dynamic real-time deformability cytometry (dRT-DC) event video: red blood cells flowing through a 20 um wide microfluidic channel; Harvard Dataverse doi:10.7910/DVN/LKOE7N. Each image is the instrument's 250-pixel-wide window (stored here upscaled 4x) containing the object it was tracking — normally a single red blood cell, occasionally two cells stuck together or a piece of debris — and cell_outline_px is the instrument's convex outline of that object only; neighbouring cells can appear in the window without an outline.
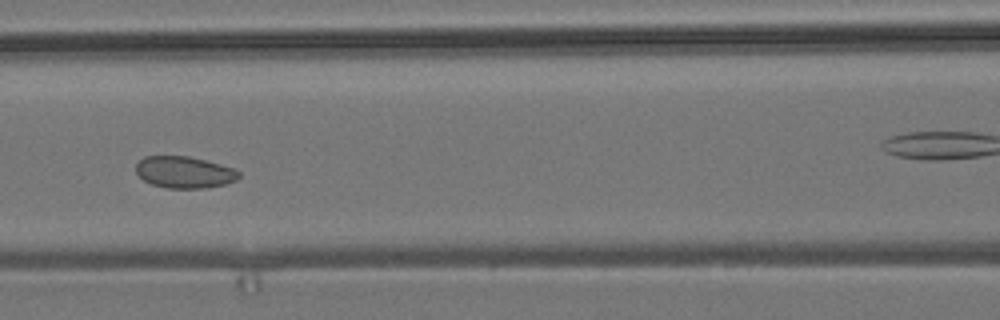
{"species": "common noctule bat (a hibernating species)", "species_latin": "Nyctalus noctula", "temperature_condition": "room temperature", "stored_images_in_passage": 9, "camera_frame_rate_fps": 3000, "um_per_image_px": 0.085, "animal": {"sex": "male", "body_mass_g": 19.2, "forearm_length_mm": 51.8}, "frame": {"image": 1, "passage_image": 8, "time_ms": 2.333, "image_size_px": [1000, 320], "cell_outline_px": [[240, 176], [236, 180], [224, 184], [208, 188], [168, 188], [152, 184], [144, 180], [136, 172], [136, 164], [144, 156], [188, 156], [220, 164], [232, 168], [240, 172]], "centroid_in_image_um": [15.67, 14.64], "position_along_channel_um": 150.9, "area_um2": 18.9}}